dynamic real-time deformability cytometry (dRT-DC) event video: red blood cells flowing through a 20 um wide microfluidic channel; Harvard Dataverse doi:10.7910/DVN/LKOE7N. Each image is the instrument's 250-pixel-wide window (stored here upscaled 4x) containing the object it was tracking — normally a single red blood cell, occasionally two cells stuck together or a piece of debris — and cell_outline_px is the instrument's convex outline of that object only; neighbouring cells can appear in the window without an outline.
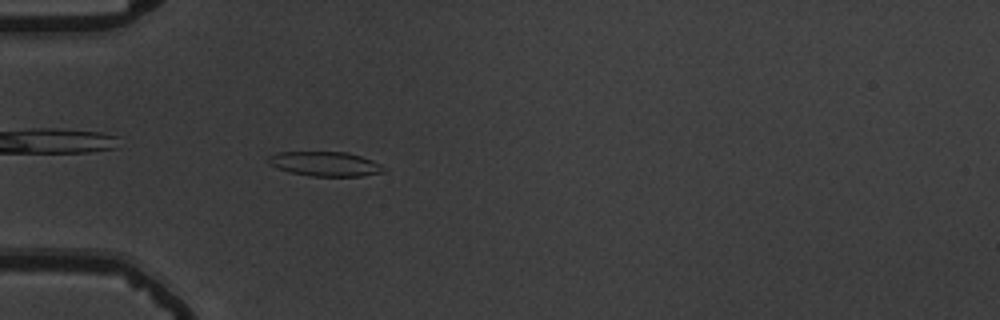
{"species": "common noctule bat (a hibernating species)", "species_latin": "Nyctalus noctula", "temperature_condition": "warm", "stored_images_in_passage": 36, "camera_frame_rate_fps": 3000, "um_per_image_px": 0.085, "animal": {"sex": "male", "body_mass_g": 19.5, "forearm_length_mm": 54.6}, "frame": {"image": 1, "passage_image": 5, "time_ms": 1.333, "image_size_px": [1000, 320], "cell_outline_px": [[388, 168], [384, 172], [360, 176], [308, 176], [276, 168], [268, 164], [268, 156], [276, 152], [348, 152], [372, 160]], "centroid_in_image_um": [27.64, 13.93], "position_along_channel_um": 57.4, "area_um2": 16.59}}
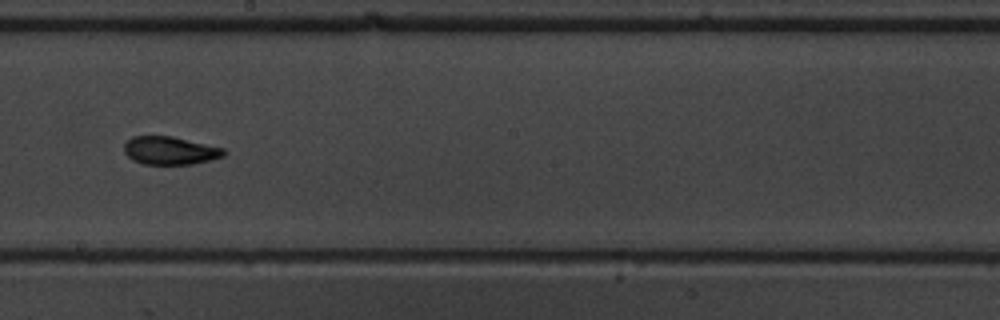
{"frame": {"image": 2, "passage_image": 20, "time_ms": 6.333, "image_size_px": [1000, 320], "cell_outline_px": [[224, 156], [192, 164], [144, 164], [132, 160], [124, 152], [124, 144], [132, 136], [172, 136], [224, 148]], "centroid_in_image_um": [14.42, 12.79], "position_along_channel_um": 233.8, "area_um2": 16.18}}
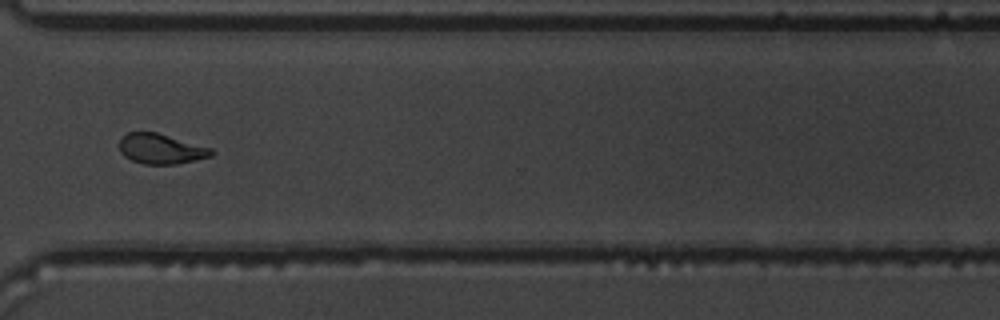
{"frame": {"image": 3, "passage_image": 30, "time_ms": 9.667, "image_size_px": [1000, 320], "cell_outline_px": [[216, 152], [212, 156], [196, 160], [176, 164], [144, 164], [132, 160], [124, 156], [120, 152], [120, 140], [128, 132], [156, 132], [212, 148]], "centroid_in_image_um": [13.71, 12.66], "position_along_channel_um": 356.9, "area_um2": 16.13}, "authors_computed_cell_mechanics": {"area_um2": 16.3574, "velocity_mm_per_s": 3.6815, "shape_relaxation_time_tau1_ms": 5.9129, "shape_relaxation_time_tau2_ms": 2.1131, "deformation_change_tau1": 0.1963, "deformation_change_tau2": 0.0775}}